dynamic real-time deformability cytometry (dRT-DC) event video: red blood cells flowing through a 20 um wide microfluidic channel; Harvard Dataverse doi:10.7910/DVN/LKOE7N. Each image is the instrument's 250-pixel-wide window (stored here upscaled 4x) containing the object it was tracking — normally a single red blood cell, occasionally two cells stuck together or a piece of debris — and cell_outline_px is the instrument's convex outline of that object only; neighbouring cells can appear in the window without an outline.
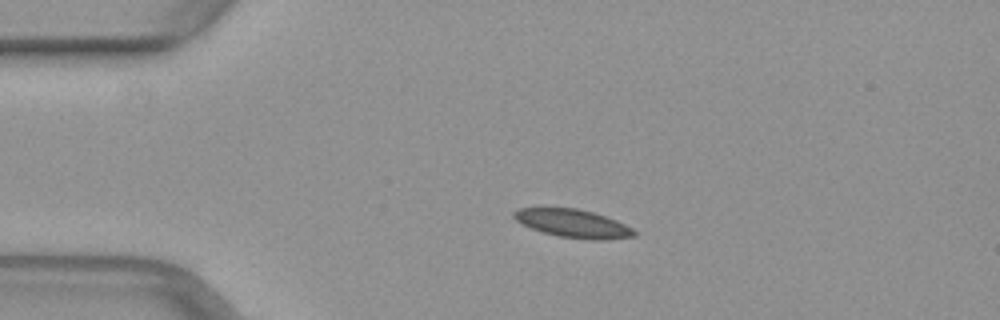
{"species": "common noctule bat (a hibernating species)", "species_latin": "Nyctalus noctula", "temperature_condition": "warm", "stored_images_in_passage": 14, "camera_frame_rate_fps": 3000, "um_per_image_px": 0.085, "animal": {"sex": "female", "body_mass_g": 29.2, "forearm_length_mm": 56.3}, "frame": {"image": 1, "passage_image": 11, "time_ms": 3.333, "image_size_px": [1000, 320], "cell_outline_px": [[636, 236], [604, 240], [592, 240], [560, 236], [544, 232], [532, 228], [516, 220], [512, 216], [512, 212], [516, 208], [544, 204], [576, 208], [592, 212], [616, 220], [632, 228], [636, 232]], "centroid_in_image_um": [48.61, 18.93], "position_along_channel_um": 36.4, "area_um2": 20.4}}